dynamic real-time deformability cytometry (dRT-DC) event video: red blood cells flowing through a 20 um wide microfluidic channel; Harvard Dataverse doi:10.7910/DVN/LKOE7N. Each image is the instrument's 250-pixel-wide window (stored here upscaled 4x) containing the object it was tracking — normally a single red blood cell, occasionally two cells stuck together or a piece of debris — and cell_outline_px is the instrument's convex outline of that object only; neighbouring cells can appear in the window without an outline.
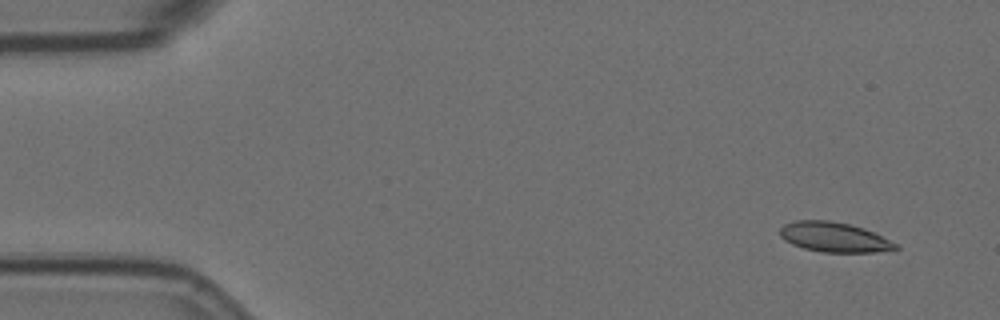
{"species": "Egyptian fruit bat (a non-hibernating species)", "species_latin": "Rousettus aegyptiacus", "temperature_condition": "room temperature", "stored_images_in_passage": 5, "camera_frame_rate_fps": 3000, "um_per_image_px": 0.085, "animal": {"sex": "female"}, "frame": {"image": 1, "passage_image": 1, "time_ms": 0.0, "image_size_px": [1000, 320], "cell_outline_px": [[900, 248], [872, 252], [824, 252], [804, 248], [792, 244], [784, 240], [780, 236], [780, 228], [784, 224], [796, 220], [828, 220], [848, 224], [864, 228], [900, 244]], "centroid_in_image_um": [70.91, 20.15], "position_along_channel_um": 14.1, "area_um2": 20.06}}